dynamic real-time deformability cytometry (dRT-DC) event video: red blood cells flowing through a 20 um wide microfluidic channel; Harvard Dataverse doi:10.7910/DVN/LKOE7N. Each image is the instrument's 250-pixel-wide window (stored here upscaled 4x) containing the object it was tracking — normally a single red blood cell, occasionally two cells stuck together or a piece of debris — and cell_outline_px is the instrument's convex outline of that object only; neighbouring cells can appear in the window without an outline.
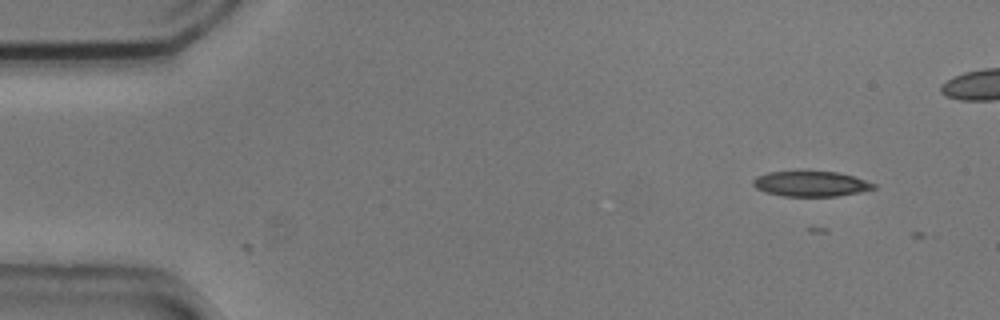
{"species": "common noctule bat (a hibernating species)", "species_latin": "Nyctalus noctula", "temperature_condition": "cold", "stored_images_in_passage": 2, "camera_frame_rate_fps": 3000, "um_per_image_px": 0.085, "animal": {"sex": "male", "body_mass_g": 20.5, "forearm_length_mm": 52.5}, "frame": {"image": 1, "passage_image": 1, "time_ms": 0.0, "image_size_px": [1000, 320], "cell_outline_px": [[876, 188], [860, 192], [836, 196], [784, 196], [764, 192], [756, 188], [752, 184], [752, 180], [756, 176], [768, 172], [836, 172], [852, 176], [876, 184]], "centroid_in_image_um": [68.89, 15.63], "position_along_channel_um": 16.1, "area_um2": 17.57}}